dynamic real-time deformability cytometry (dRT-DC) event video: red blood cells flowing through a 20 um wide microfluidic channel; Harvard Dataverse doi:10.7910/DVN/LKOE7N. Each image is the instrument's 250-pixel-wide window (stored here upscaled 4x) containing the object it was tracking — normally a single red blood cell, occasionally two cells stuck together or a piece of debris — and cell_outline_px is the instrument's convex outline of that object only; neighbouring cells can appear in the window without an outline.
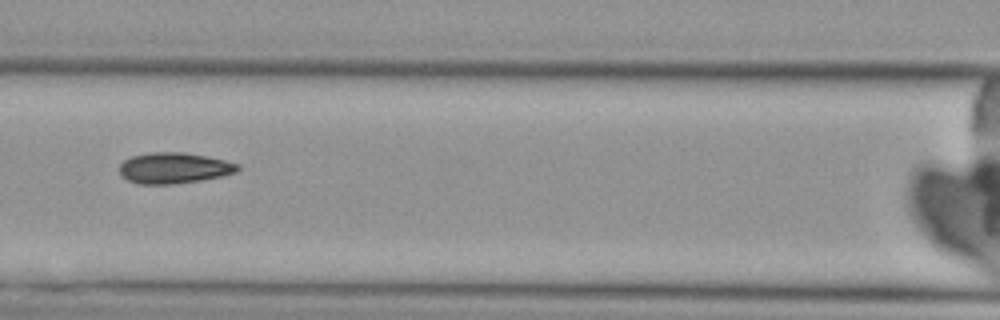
{"species": "Egyptian fruit bat (a non-hibernating species)", "species_latin": "Rousettus aegyptiacus", "temperature_condition": "cold", "stored_images_in_passage": 7, "camera_frame_rate_fps": 3000, "um_per_image_px": 0.085, "animal": {"sex": "female"}, "frame": {"image": 1, "passage_image": 6, "time_ms": 7.0, "image_size_px": [1000, 320], "cell_outline_px": [[240, 168], [236, 172], [220, 176], [200, 180], [172, 184], [140, 184], [128, 180], [120, 176], [120, 164], [124, 160], [132, 156], [152, 152], [184, 152], [224, 160], [240, 164]], "centroid_in_image_um": [14.77, 14.28], "position_along_channel_um": 151.8, "area_um2": 21.15}}
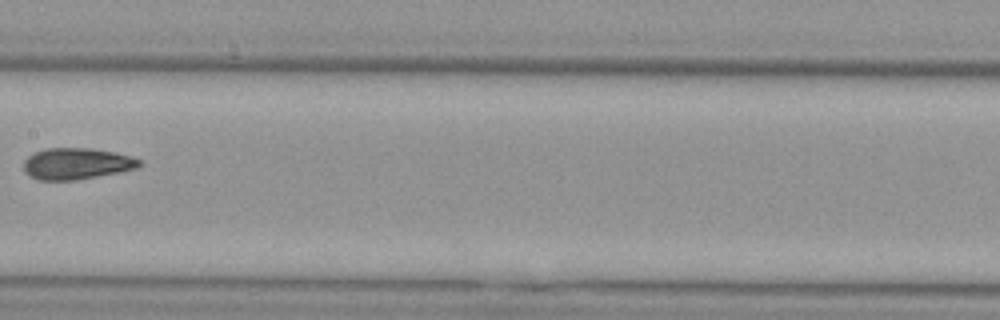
{"frame": {"image": 2, "passage_image": 7, "time_ms": 8.333, "image_size_px": [1000, 320], "cell_outline_px": [[144, 164], [136, 168], [120, 172], [76, 180], [40, 180], [24, 172], [24, 160], [28, 156], [44, 148], [92, 148], [116, 152], [132, 156], [140, 160]], "centroid_in_image_um": [6.54, 13.9], "position_along_channel_um": 200.9, "area_um2": 21.27}}